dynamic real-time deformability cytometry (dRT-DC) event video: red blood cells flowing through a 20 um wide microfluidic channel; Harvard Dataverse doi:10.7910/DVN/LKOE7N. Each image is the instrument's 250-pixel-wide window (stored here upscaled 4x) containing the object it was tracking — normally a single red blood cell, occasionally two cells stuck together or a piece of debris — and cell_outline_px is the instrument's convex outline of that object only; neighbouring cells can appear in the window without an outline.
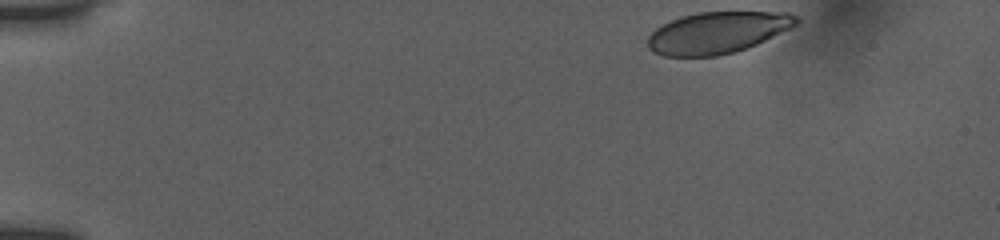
{"species": "human", "species_latin": "Homo sapiens", "temperature_condition": "room temperature", "stored_images_in_passage": 41, "camera_frame_rate_fps": 3000, "um_per_image_px": 0.085, "donor": {"sex": "female"}, "frame": {"image": 1, "passage_image": 1, "time_ms": 0.0, "image_size_px": [1000, 240], "cell_outline_px": [[800, 20], [792, 28], [756, 44], [736, 52], [716, 56], [664, 56], [652, 52], [648, 48], [648, 36], [656, 28], [680, 16], [700, 12], [788, 12], [796, 16]], "centroid_in_image_um": [60.98, 2.77], "position_along_channel_um": 24.0, "area_um2": 36.01}}
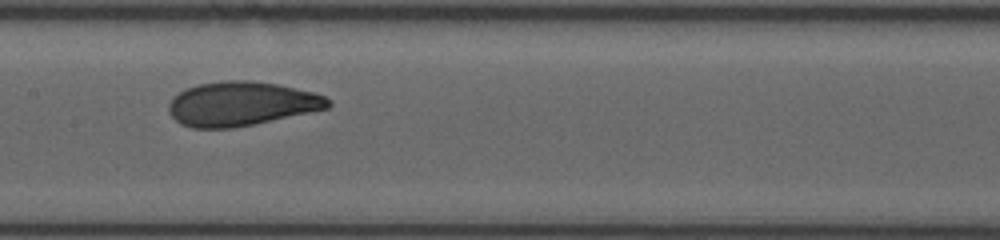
{"frame": {"image": 2, "passage_image": 22, "time_ms": 7.0, "image_size_px": [1000, 240], "cell_outline_px": [[332, 104], [328, 108], [252, 124], [232, 128], [192, 128], [180, 124], [168, 112], [168, 104], [172, 96], [196, 84], [224, 80], [252, 80], [276, 84], [312, 92], [324, 96], [332, 100]], "centroid_in_image_um": [20.47, 8.81], "position_along_channel_um": 186.9, "area_um2": 40.92}}
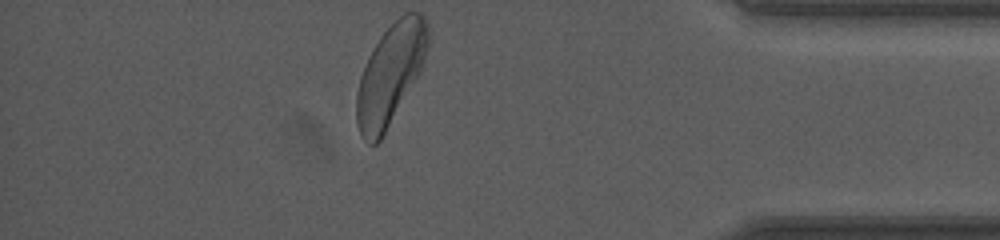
{"frame": {"image": 3, "passage_image": 41, "time_ms": 13.333, "image_size_px": [1000, 240], "cell_outline_px": [[428, 48], [420, 72], [380, 140], [376, 144], [368, 144], [360, 136], [356, 124], [356, 92], [360, 76], [368, 56], [372, 48], [380, 36], [404, 12], [420, 12], [424, 16], [428, 24]], "centroid_in_image_um": [33.16, 6.31], "position_along_channel_um": 402.0, "area_um2": 41.67}, "authors_computed_cell_mechanics": {"area_um2": 40.1132, "velocity_mm_per_s": 3.8714, "shape_relaxation_time_tau1_ms": 2.6553, "shape_relaxation_time_tau2_ms": 1.067, "deformation_change_tau1": 0.144, "deformation_change_tau2": 0.075}}